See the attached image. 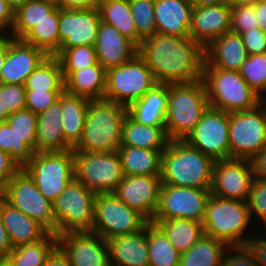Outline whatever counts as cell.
<instances>
[{"instance_id": "cell-44", "label": "cell", "mask_w": 266, "mask_h": 266, "mask_svg": "<svg viewBox=\"0 0 266 266\" xmlns=\"http://www.w3.org/2000/svg\"><path fill=\"white\" fill-rule=\"evenodd\" d=\"M240 74L249 87L263 98L262 93H266V53L248 56Z\"/></svg>"}, {"instance_id": "cell-26", "label": "cell", "mask_w": 266, "mask_h": 266, "mask_svg": "<svg viewBox=\"0 0 266 266\" xmlns=\"http://www.w3.org/2000/svg\"><path fill=\"white\" fill-rule=\"evenodd\" d=\"M0 214L13 248L36 243L49 234L43 226L14 208L1 195Z\"/></svg>"}, {"instance_id": "cell-25", "label": "cell", "mask_w": 266, "mask_h": 266, "mask_svg": "<svg viewBox=\"0 0 266 266\" xmlns=\"http://www.w3.org/2000/svg\"><path fill=\"white\" fill-rule=\"evenodd\" d=\"M62 94L54 104L37 114L36 152L67 151L73 147L65 140L62 127Z\"/></svg>"}, {"instance_id": "cell-27", "label": "cell", "mask_w": 266, "mask_h": 266, "mask_svg": "<svg viewBox=\"0 0 266 266\" xmlns=\"http://www.w3.org/2000/svg\"><path fill=\"white\" fill-rule=\"evenodd\" d=\"M110 266H149L146 226L141 231L107 240Z\"/></svg>"}, {"instance_id": "cell-65", "label": "cell", "mask_w": 266, "mask_h": 266, "mask_svg": "<svg viewBox=\"0 0 266 266\" xmlns=\"http://www.w3.org/2000/svg\"><path fill=\"white\" fill-rule=\"evenodd\" d=\"M0 266H12L7 258H0Z\"/></svg>"}, {"instance_id": "cell-6", "label": "cell", "mask_w": 266, "mask_h": 266, "mask_svg": "<svg viewBox=\"0 0 266 266\" xmlns=\"http://www.w3.org/2000/svg\"><path fill=\"white\" fill-rule=\"evenodd\" d=\"M251 218L247 201L210 194L202 221L204 234L228 246L246 245L249 237L242 236Z\"/></svg>"}, {"instance_id": "cell-67", "label": "cell", "mask_w": 266, "mask_h": 266, "mask_svg": "<svg viewBox=\"0 0 266 266\" xmlns=\"http://www.w3.org/2000/svg\"><path fill=\"white\" fill-rule=\"evenodd\" d=\"M265 98H262V101H265V105H266V96H264Z\"/></svg>"}, {"instance_id": "cell-63", "label": "cell", "mask_w": 266, "mask_h": 266, "mask_svg": "<svg viewBox=\"0 0 266 266\" xmlns=\"http://www.w3.org/2000/svg\"><path fill=\"white\" fill-rule=\"evenodd\" d=\"M10 8L14 11V13L25 3L29 2L30 0H5Z\"/></svg>"}, {"instance_id": "cell-9", "label": "cell", "mask_w": 266, "mask_h": 266, "mask_svg": "<svg viewBox=\"0 0 266 266\" xmlns=\"http://www.w3.org/2000/svg\"><path fill=\"white\" fill-rule=\"evenodd\" d=\"M156 83L146 61L137 53L130 61L106 71L103 100L128 107Z\"/></svg>"}, {"instance_id": "cell-4", "label": "cell", "mask_w": 266, "mask_h": 266, "mask_svg": "<svg viewBox=\"0 0 266 266\" xmlns=\"http://www.w3.org/2000/svg\"><path fill=\"white\" fill-rule=\"evenodd\" d=\"M127 107L106 100H90L83 135L73 151L113 152L121 146Z\"/></svg>"}, {"instance_id": "cell-49", "label": "cell", "mask_w": 266, "mask_h": 266, "mask_svg": "<svg viewBox=\"0 0 266 266\" xmlns=\"http://www.w3.org/2000/svg\"><path fill=\"white\" fill-rule=\"evenodd\" d=\"M4 108L9 114L26 109V89L24 85L3 84Z\"/></svg>"}, {"instance_id": "cell-21", "label": "cell", "mask_w": 266, "mask_h": 266, "mask_svg": "<svg viewBox=\"0 0 266 266\" xmlns=\"http://www.w3.org/2000/svg\"><path fill=\"white\" fill-rule=\"evenodd\" d=\"M231 6L215 4L193 7L189 37L204 49L216 38L230 32Z\"/></svg>"}, {"instance_id": "cell-62", "label": "cell", "mask_w": 266, "mask_h": 266, "mask_svg": "<svg viewBox=\"0 0 266 266\" xmlns=\"http://www.w3.org/2000/svg\"><path fill=\"white\" fill-rule=\"evenodd\" d=\"M10 114L7 112L6 108H4L3 101V84L0 83V123H3L7 120V117Z\"/></svg>"}, {"instance_id": "cell-24", "label": "cell", "mask_w": 266, "mask_h": 266, "mask_svg": "<svg viewBox=\"0 0 266 266\" xmlns=\"http://www.w3.org/2000/svg\"><path fill=\"white\" fill-rule=\"evenodd\" d=\"M248 57L240 34L227 32L205 48L203 67L240 71Z\"/></svg>"}, {"instance_id": "cell-59", "label": "cell", "mask_w": 266, "mask_h": 266, "mask_svg": "<svg viewBox=\"0 0 266 266\" xmlns=\"http://www.w3.org/2000/svg\"><path fill=\"white\" fill-rule=\"evenodd\" d=\"M256 16L258 19L259 28L266 33V2L258 0L255 4Z\"/></svg>"}, {"instance_id": "cell-41", "label": "cell", "mask_w": 266, "mask_h": 266, "mask_svg": "<svg viewBox=\"0 0 266 266\" xmlns=\"http://www.w3.org/2000/svg\"><path fill=\"white\" fill-rule=\"evenodd\" d=\"M53 56H56L61 64L64 80L72 72L98 63L95 46L90 45L59 49Z\"/></svg>"}, {"instance_id": "cell-53", "label": "cell", "mask_w": 266, "mask_h": 266, "mask_svg": "<svg viewBox=\"0 0 266 266\" xmlns=\"http://www.w3.org/2000/svg\"><path fill=\"white\" fill-rule=\"evenodd\" d=\"M246 246L254 254L258 266H266V239H248Z\"/></svg>"}, {"instance_id": "cell-19", "label": "cell", "mask_w": 266, "mask_h": 266, "mask_svg": "<svg viewBox=\"0 0 266 266\" xmlns=\"http://www.w3.org/2000/svg\"><path fill=\"white\" fill-rule=\"evenodd\" d=\"M57 239L72 266H110L107 240L98 234L67 232L58 235Z\"/></svg>"}, {"instance_id": "cell-18", "label": "cell", "mask_w": 266, "mask_h": 266, "mask_svg": "<svg viewBox=\"0 0 266 266\" xmlns=\"http://www.w3.org/2000/svg\"><path fill=\"white\" fill-rule=\"evenodd\" d=\"M161 185L160 175L124 176L114 194L151 222L158 209Z\"/></svg>"}, {"instance_id": "cell-54", "label": "cell", "mask_w": 266, "mask_h": 266, "mask_svg": "<svg viewBox=\"0 0 266 266\" xmlns=\"http://www.w3.org/2000/svg\"><path fill=\"white\" fill-rule=\"evenodd\" d=\"M101 0H59L60 9H94L98 8Z\"/></svg>"}, {"instance_id": "cell-28", "label": "cell", "mask_w": 266, "mask_h": 266, "mask_svg": "<svg viewBox=\"0 0 266 266\" xmlns=\"http://www.w3.org/2000/svg\"><path fill=\"white\" fill-rule=\"evenodd\" d=\"M168 84L156 83L143 97L127 107V114L137 123L165 126Z\"/></svg>"}, {"instance_id": "cell-2", "label": "cell", "mask_w": 266, "mask_h": 266, "mask_svg": "<svg viewBox=\"0 0 266 266\" xmlns=\"http://www.w3.org/2000/svg\"><path fill=\"white\" fill-rule=\"evenodd\" d=\"M214 162L185 140H170L162 153V184L211 190Z\"/></svg>"}, {"instance_id": "cell-51", "label": "cell", "mask_w": 266, "mask_h": 266, "mask_svg": "<svg viewBox=\"0 0 266 266\" xmlns=\"http://www.w3.org/2000/svg\"><path fill=\"white\" fill-rule=\"evenodd\" d=\"M240 35L248 56L266 53V33L263 29H250Z\"/></svg>"}, {"instance_id": "cell-8", "label": "cell", "mask_w": 266, "mask_h": 266, "mask_svg": "<svg viewBox=\"0 0 266 266\" xmlns=\"http://www.w3.org/2000/svg\"><path fill=\"white\" fill-rule=\"evenodd\" d=\"M96 194L74 178L52 203L56 236L92 231Z\"/></svg>"}, {"instance_id": "cell-38", "label": "cell", "mask_w": 266, "mask_h": 266, "mask_svg": "<svg viewBox=\"0 0 266 266\" xmlns=\"http://www.w3.org/2000/svg\"><path fill=\"white\" fill-rule=\"evenodd\" d=\"M149 266H179L180 252L170 243L164 232L149 222L146 225Z\"/></svg>"}, {"instance_id": "cell-64", "label": "cell", "mask_w": 266, "mask_h": 266, "mask_svg": "<svg viewBox=\"0 0 266 266\" xmlns=\"http://www.w3.org/2000/svg\"><path fill=\"white\" fill-rule=\"evenodd\" d=\"M258 0H228L231 7L242 5H254Z\"/></svg>"}, {"instance_id": "cell-55", "label": "cell", "mask_w": 266, "mask_h": 266, "mask_svg": "<svg viewBox=\"0 0 266 266\" xmlns=\"http://www.w3.org/2000/svg\"><path fill=\"white\" fill-rule=\"evenodd\" d=\"M253 176L266 179V146L261 149L251 160Z\"/></svg>"}, {"instance_id": "cell-61", "label": "cell", "mask_w": 266, "mask_h": 266, "mask_svg": "<svg viewBox=\"0 0 266 266\" xmlns=\"http://www.w3.org/2000/svg\"><path fill=\"white\" fill-rule=\"evenodd\" d=\"M7 53V36L0 35V73L2 66L4 65Z\"/></svg>"}, {"instance_id": "cell-43", "label": "cell", "mask_w": 266, "mask_h": 266, "mask_svg": "<svg viewBox=\"0 0 266 266\" xmlns=\"http://www.w3.org/2000/svg\"><path fill=\"white\" fill-rule=\"evenodd\" d=\"M129 5L136 25L139 47L145 38L157 32L154 17L155 0H129Z\"/></svg>"}, {"instance_id": "cell-56", "label": "cell", "mask_w": 266, "mask_h": 266, "mask_svg": "<svg viewBox=\"0 0 266 266\" xmlns=\"http://www.w3.org/2000/svg\"><path fill=\"white\" fill-rule=\"evenodd\" d=\"M14 23V11L5 0H0V34L7 28H12Z\"/></svg>"}, {"instance_id": "cell-10", "label": "cell", "mask_w": 266, "mask_h": 266, "mask_svg": "<svg viewBox=\"0 0 266 266\" xmlns=\"http://www.w3.org/2000/svg\"><path fill=\"white\" fill-rule=\"evenodd\" d=\"M75 178L95 194L114 193L124 177L118 151H74Z\"/></svg>"}, {"instance_id": "cell-20", "label": "cell", "mask_w": 266, "mask_h": 266, "mask_svg": "<svg viewBox=\"0 0 266 266\" xmlns=\"http://www.w3.org/2000/svg\"><path fill=\"white\" fill-rule=\"evenodd\" d=\"M48 55L22 39L7 37V53L0 83L24 85L27 77Z\"/></svg>"}, {"instance_id": "cell-32", "label": "cell", "mask_w": 266, "mask_h": 266, "mask_svg": "<svg viewBox=\"0 0 266 266\" xmlns=\"http://www.w3.org/2000/svg\"><path fill=\"white\" fill-rule=\"evenodd\" d=\"M90 99L62 93V127L65 140L74 148L82 138Z\"/></svg>"}, {"instance_id": "cell-15", "label": "cell", "mask_w": 266, "mask_h": 266, "mask_svg": "<svg viewBox=\"0 0 266 266\" xmlns=\"http://www.w3.org/2000/svg\"><path fill=\"white\" fill-rule=\"evenodd\" d=\"M210 194L207 189L162 184L158 209L153 220L180 218L202 223Z\"/></svg>"}, {"instance_id": "cell-35", "label": "cell", "mask_w": 266, "mask_h": 266, "mask_svg": "<svg viewBox=\"0 0 266 266\" xmlns=\"http://www.w3.org/2000/svg\"><path fill=\"white\" fill-rule=\"evenodd\" d=\"M101 21L114 26L137 46V31L129 0H101L98 7Z\"/></svg>"}, {"instance_id": "cell-60", "label": "cell", "mask_w": 266, "mask_h": 266, "mask_svg": "<svg viewBox=\"0 0 266 266\" xmlns=\"http://www.w3.org/2000/svg\"><path fill=\"white\" fill-rule=\"evenodd\" d=\"M193 7L210 6L215 4H228V0H191Z\"/></svg>"}, {"instance_id": "cell-46", "label": "cell", "mask_w": 266, "mask_h": 266, "mask_svg": "<svg viewBox=\"0 0 266 266\" xmlns=\"http://www.w3.org/2000/svg\"><path fill=\"white\" fill-rule=\"evenodd\" d=\"M259 28L254 5L231 7L230 32L242 34L245 31Z\"/></svg>"}, {"instance_id": "cell-58", "label": "cell", "mask_w": 266, "mask_h": 266, "mask_svg": "<svg viewBox=\"0 0 266 266\" xmlns=\"http://www.w3.org/2000/svg\"><path fill=\"white\" fill-rule=\"evenodd\" d=\"M12 249L13 247L0 214V258H6Z\"/></svg>"}, {"instance_id": "cell-31", "label": "cell", "mask_w": 266, "mask_h": 266, "mask_svg": "<svg viewBox=\"0 0 266 266\" xmlns=\"http://www.w3.org/2000/svg\"><path fill=\"white\" fill-rule=\"evenodd\" d=\"M124 176L160 175L163 151L120 146L117 149Z\"/></svg>"}, {"instance_id": "cell-50", "label": "cell", "mask_w": 266, "mask_h": 266, "mask_svg": "<svg viewBox=\"0 0 266 266\" xmlns=\"http://www.w3.org/2000/svg\"><path fill=\"white\" fill-rule=\"evenodd\" d=\"M228 251L231 254H229ZM227 254L229 256H227ZM227 254L225 255L224 253L221 266H258L254 254L246 245L229 246Z\"/></svg>"}, {"instance_id": "cell-40", "label": "cell", "mask_w": 266, "mask_h": 266, "mask_svg": "<svg viewBox=\"0 0 266 266\" xmlns=\"http://www.w3.org/2000/svg\"><path fill=\"white\" fill-rule=\"evenodd\" d=\"M57 245V236L49 233L36 243L13 248L6 258L12 266H44L49 254Z\"/></svg>"}, {"instance_id": "cell-3", "label": "cell", "mask_w": 266, "mask_h": 266, "mask_svg": "<svg viewBox=\"0 0 266 266\" xmlns=\"http://www.w3.org/2000/svg\"><path fill=\"white\" fill-rule=\"evenodd\" d=\"M203 79L168 84L165 131L169 140H186L209 107Z\"/></svg>"}, {"instance_id": "cell-16", "label": "cell", "mask_w": 266, "mask_h": 266, "mask_svg": "<svg viewBox=\"0 0 266 266\" xmlns=\"http://www.w3.org/2000/svg\"><path fill=\"white\" fill-rule=\"evenodd\" d=\"M253 178L250 160H217L213 166L210 192L222 198L248 201Z\"/></svg>"}, {"instance_id": "cell-7", "label": "cell", "mask_w": 266, "mask_h": 266, "mask_svg": "<svg viewBox=\"0 0 266 266\" xmlns=\"http://www.w3.org/2000/svg\"><path fill=\"white\" fill-rule=\"evenodd\" d=\"M22 169L40 193L53 203L75 178L74 151L35 152Z\"/></svg>"}, {"instance_id": "cell-57", "label": "cell", "mask_w": 266, "mask_h": 266, "mask_svg": "<svg viewBox=\"0 0 266 266\" xmlns=\"http://www.w3.org/2000/svg\"><path fill=\"white\" fill-rule=\"evenodd\" d=\"M44 266H72L65 252L57 245L49 254Z\"/></svg>"}, {"instance_id": "cell-1", "label": "cell", "mask_w": 266, "mask_h": 266, "mask_svg": "<svg viewBox=\"0 0 266 266\" xmlns=\"http://www.w3.org/2000/svg\"><path fill=\"white\" fill-rule=\"evenodd\" d=\"M157 83L178 84L202 79L205 49L190 37L155 33L138 47Z\"/></svg>"}, {"instance_id": "cell-29", "label": "cell", "mask_w": 266, "mask_h": 266, "mask_svg": "<svg viewBox=\"0 0 266 266\" xmlns=\"http://www.w3.org/2000/svg\"><path fill=\"white\" fill-rule=\"evenodd\" d=\"M106 89V70L98 62L72 72L64 80V91L90 100H103Z\"/></svg>"}, {"instance_id": "cell-34", "label": "cell", "mask_w": 266, "mask_h": 266, "mask_svg": "<svg viewBox=\"0 0 266 266\" xmlns=\"http://www.w3.org/2000/svg\"><path fill=\"white\" fill-rule=\"evenodd\" d=\"M228 245L203 235L190 249L180 253L179 266H221Z\"/></svg>"}, {"instance_id": "cell-12", "label": "cell", "mask_w": 266, "mask_h": 266, "mask_svg": "<svg viewBox=\"0 0 266 266\" xmlns=\"http://www.w3.org/2000/svg\"><path fill=\"white\" fill-rule=\"evenodd\" d=\"M265 146L266 106L264 102L249 111L229 113L231 159L251 160Z\"/></svg>"}, {"instance_id": "cell-42", "label": "cell", "mask_w": 266, "mask_h": 266, "mask_svg": "<svg viewBox=\"0 0 266 266\" xmlns=\"http://www.w3.org/2000/svg\"><path fill=\"white\" fill-rule=\"evenodd\" d=\"M0 150L23 168L32 158L35 151L6 122L0 123Z\"/></svg>"}, {"instance_id": "cell-52", "label": "cell", "mask_w": 266, "mask_h": 266, "mask_svg": "<svg viewBox=\"0 0 266 266\" xmlns=\"http://www.w3.org/2000/svg\"><path fill=\"white\" fill-rule=\"evenodd\" d=\"M21 169L10 154L0 150V191Z\"/></svg>"}, {"instance_id": "cell-33", "label": "cell", "mask_w": 266, "mask_h": 266, "mask_svg": "<svg viewBox=\"0 0 266 266\" xmlns=\"http://www.w3.org/2000/svg\"><path fill=\"white\" fill-rule=\"evenodd\" d=\"M167 236L170 243L180 252L190 249L203 235L201 222L188 219L152 220Z\"/></svg>"}, {"instance_id": "cell-17", "label": "cell", "mask_w": 266, "mask_h": 266, "mask_svg": "<svg viewBox=\"0 0 266 266\" xmlns=\"http://www.w3.org/2000/svg\"><path fill=\"white\" fill-rule=\"evenodd\" d=\"M101 17L98 8H59V49L95 46Z\"/></svg>"}, {"instance_id": "cell-23", "label": "cell", "mask_w": 266, "mask_h": 266, "mask_svg": "<svg viewBox=\"0 0 266 266\" xmlns=\"http://www.w3.org/2000/svg\"><path fill=\"white\" fill-rule=\"evenodd\" d=\"M192 10L191 0H155L154 17L157 33L189 37Z\"/></svg>"}, {"instance_id": "cell-37", "label": "cell", "mask_w": 266, "mask_h": 266, "mask_svg": "<svg viewBox=\"0 0 266 266\" xmlns=\"http://www.w3.org/2000/svg\"><path fill=\"white\" fill-rule=\"evenodd\" d=\"M57 5L45 0H30L14 13L12 38L22 39L35 25L48 18Z\"/></svg>"}, {"instance_id": "cell-39", "label": "cell", "mask_w": 266, "mask_h": 266, "mask_svg": "<svg viewBox=\"0 0 266 266\" xmlns=\"http://www.w3.org/2000/svg\"><path fill=\"white\" fill-rule=\"evenodd\" d=\"M59 7H56L48 18L35 25L22 40L42 49L48 56L59 50Z\"/></svg>"}, {"instance_id": "cell-14", "label": "cell", "mask_w": 266, "mask_h": 266, "mask_svg": "<svg viewBox=\"0 0 266 266\" xmlns=\"http://www.w3.org/2000/svg\"><path fill=\"white\" fill-rule=\"evenodd\" d=\"M185 141L214 161L230 159L229 113L209 106Z\"/></svg>"}, {"instance_id": "cell-47", "label": "cell", "mask_w": 266, "mask_h": 266, "mask_svg": "<svg viewBox=\"0 0 266 266\" xmlns=\"http://www.w3.org/2000/svg\"><path fill=\"white\" fill-rule=\"evenodd\" d=\"M247 202L250 217L256 213L266 224V179L253 178Z\"/></svg>"}, {"instance_id": "cell-36", "label": "cell", "mask_w": 266, "mask_h": 266, "mask_svg": "<svg viewBox=\"0 0 266 266\" xmlns=\"http://www.w3.org/2000/svg\"><path fill=\"white\" fill-rule=\"evenodd\" d=\"M26 91H64L61 64L56 56H47L27 77Z\"/></svg>"}, {"instance_id": "cell-45", "label": "cell", "mask_w": 266, "mask_h": 266, "mask_svg": "<svg viewBox=\"0 0 266 266\" xmlns=\"http://www.w3.org/2000/svg\"><path fill=\"white\" fill-rule=\"evenodd\" d=\"M36 152L37 114L28 109L11 113L5 121Z\"/></svg>"}, {"instance_id": "cell-5", "label": "cell", "mask_w": 266, "mask_h": 266, "mask_svg": "<svg viewBox=\"0 0 266 266\" xmlns=\"http://www.w3.org/2000/svg\"><path fill=\"white\" fill-rule=\"evenodd\" d=\"M210 107L228 113L255 109L263 101L241 76L240 71L203 67Z\"/></svg>"}, {"instance_id": "cell-48", "label": "cell", "mask_w": 266, "mask_h": 266, "mask_svg": "<svg viewBox=\"0 0 266 266\" xmlns=\"http://www.w3.org/2000/svg\"><path fill=\"white\" fill-rule=\"evenodd\" d=\"M64 91H26V109L35 114L46 111Z\"/></svg>"}, {"instance_id": "cell-22", "label": "cell", "mask_w": 266, "mask_h": 266, "mask_svg": "<svg viewBox=\"0 0 266 266\" xmlns=\"http://www.w3.org/2000/svg\"><path fill=\"white\" fill-rule=\"evenodd\" d=\"M95 51L98 62L108 71L130 61L138 53V47L114 26L101 21Z\"/></svg>"}, {"instance_id": "cell-30", "label": "cell", "mask_w": 266, "mask_h": 266, "mask_svg": "<svg viewBox=\"0 0 266 266\" xmlns=\"http://www.w3.org/2000/svg\"><path fill=\"white\" fill-rule=\"evenodd\" d=\"M165 126L135 122L128 114L123 120L121 146L164 151L169 143Z\"/></svg>"}, {"instance_id": "cell-66", "label": "cell", "mask_w": 266, "mask_h": 266, "mask_svg": "<svg viewBox=\"0 0 266 266\" xmlns=\"http://www.w3.org/2000/svg\"><path fill=\"white\" fill-rule=\"evenodd\" d=\"M45 1H50V2H53L55 3L56 5L58 4L59 0H45Z\"/></svg>"}, {"instance_id": "cell-13", "label": "cell", "mask_w": 266, "mask_h": 266, "mask_svg": "<svg viewBox=\"0 0 266 266\" xmlns=\"http://www.w3.org/2000/svg\"><path fill=\"white\" fill-rule=\"evenodd\" d=\"M0 195L14 208L39 223L49 233L56 235L52 202L40 193L23 169L5 184Z\"/></svg>"}, {"instance_id": "cell-11", "label": "cell", "mask_w": 266, "mask_h": 266, "mask_svg": "<svg viewBox=\"0 0 266 266\" xmlns=\"http://www.w3.org/2000/svg\"><path fill=\"white\" fill-rule=\"evenodd\" d=\"M148 223L145 217L122 202L114 193L96 194L91 232L103 239L135 234Z\"/></svg>"}]
</instances>
